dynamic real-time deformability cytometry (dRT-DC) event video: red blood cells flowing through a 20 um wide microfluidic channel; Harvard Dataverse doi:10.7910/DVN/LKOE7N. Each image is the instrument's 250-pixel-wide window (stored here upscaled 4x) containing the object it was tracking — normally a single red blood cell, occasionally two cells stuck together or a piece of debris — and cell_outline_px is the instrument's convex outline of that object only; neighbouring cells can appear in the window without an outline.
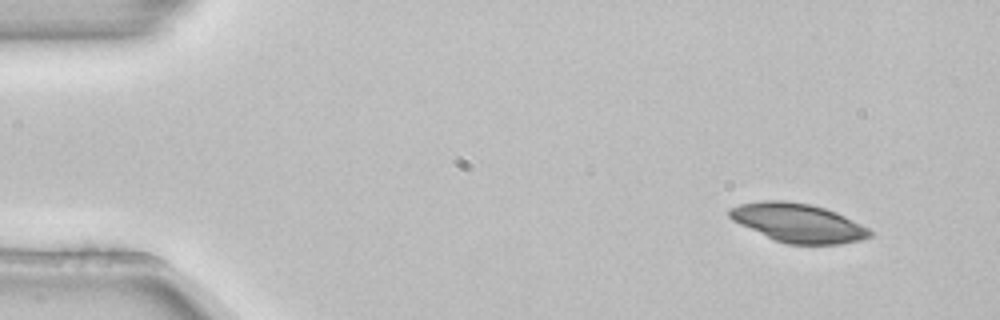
{"species": "common noctule bat (a hibernating species)", "species_latin": "Nyctalus noctula", "temperature_condition": "room temperature", "stored_images_in_passage": 2, "camera_frame_rate_fps": 3000, "um_per_image_px": 0.085, "animal": {"sex": "female", "body_mass_g": 22.7, "forearm_length_mm": 54.2}, "frame": {"image": 1, "passage_image": 1, "time_ms": 0.0, "image_size_px": [1000, 320], "cell_outline_px": [[876, 232], [872, 236], [860, 240], [840, 244], [788, 244], [776, 240], [740, 224], [732, 220], [728, 216], [728, 208], [740, 204], [764, 200], [784, 200], [808, 204], [824, 208], [836, 212]], "centroid_in_image_um": [67.85, 18.94], "position_along_channel_um": 17.2, "area_um2": 31.5}}